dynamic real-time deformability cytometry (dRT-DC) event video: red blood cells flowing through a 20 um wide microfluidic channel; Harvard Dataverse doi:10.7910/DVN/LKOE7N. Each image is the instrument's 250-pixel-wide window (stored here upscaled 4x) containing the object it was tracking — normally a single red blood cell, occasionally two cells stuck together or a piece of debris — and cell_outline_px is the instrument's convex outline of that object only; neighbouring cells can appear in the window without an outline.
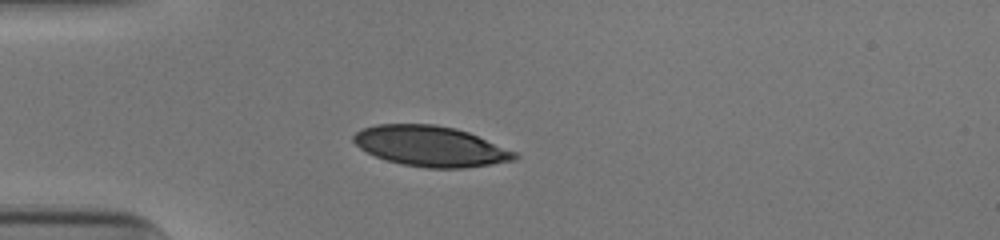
{"species": "human", "species_latin": "Homo sapiens", "temperature_condition": "cold", "stored_images_in_passage": 39, "camera_frame_rate_fps": 3000, "um_per_image_px": 0.085, "donor": {"sex": "male"}, "frame": {"image": 1, "passage_image": 1, "time_ms": 0.0, "image_size_px": [1000, 240], "cell_outline_px": [[520, 156], [516, 160], [492, 164], [464, 168], [428, 168], [404, 164], [388, 160], [376, 156], [360, 148], [352, 140], [352, 136], [360, 128], [376, 124], [432, 124], [456, 128], [468, 132], [516, 152]], "centroid_in_image_um": [36.6, 12.42], "position_along_channel_um": 48.4, "area_um2": 37.86}}
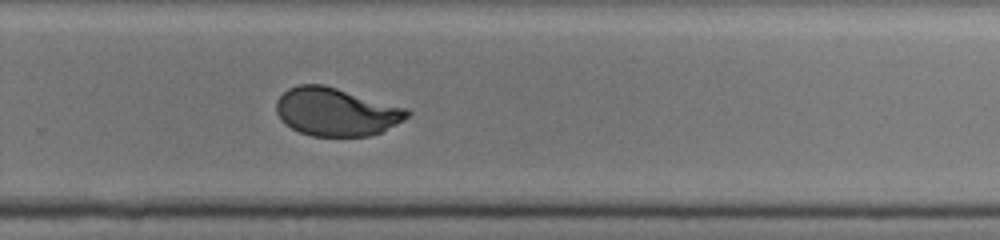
{"frame": {"image": 2, "passage_image": 22, "time_ms": 7.0, "image_size_px": [1000, 240], "cell_outline_px": [[412, 112], [404, 120], [380, 132], [368, 136], [312, 136], [300, 132], [284, 124], [280, 120], [276, 112], [276, 100], [288, 88], [300, 84], [324, 84], [408, 108]], "centroid_in_image_um": [28.56, 9.5], "position_along_channel_um": 301.2, "area_um2": 36.88}}
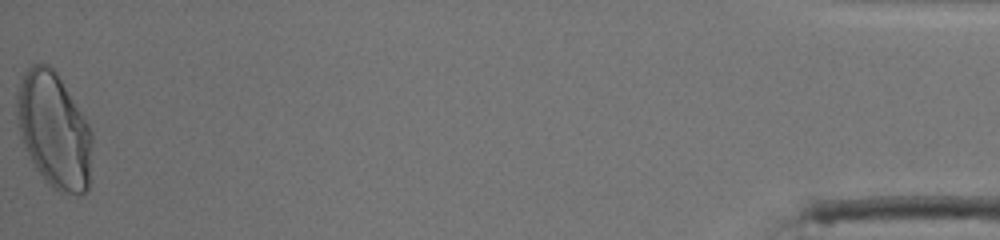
{"frame": {"image": 3, "passage_image": 39, "time_ms": 12.667, "image_size_px": [1000, 240], "cell_outline_px": [[92, 140], [88, 188], [84, 192], [60, 192], [52, 188], [44, 180], [36, 168], [20, 136], [16, 120], [16, 96], [24, 72], [32, 64], [48, 64], [56, 72], [84, 116], [92, 132]], "centroid_in_image_um": [4.57, 11.04], "position_along_channel_um": 430.6, "area_um2": 50.17}, "authors_computed_cell_mechanics": {"area_um2": 38.5526, "velocity_mm_per_s": 3.8878, "shape_relaxation_time_tau1_ms": 4.1809, "shape_relaxation_time_tau2_ms": null, "deformation_change_tau1": 0.1764, "deformation_change_tau2": null}}